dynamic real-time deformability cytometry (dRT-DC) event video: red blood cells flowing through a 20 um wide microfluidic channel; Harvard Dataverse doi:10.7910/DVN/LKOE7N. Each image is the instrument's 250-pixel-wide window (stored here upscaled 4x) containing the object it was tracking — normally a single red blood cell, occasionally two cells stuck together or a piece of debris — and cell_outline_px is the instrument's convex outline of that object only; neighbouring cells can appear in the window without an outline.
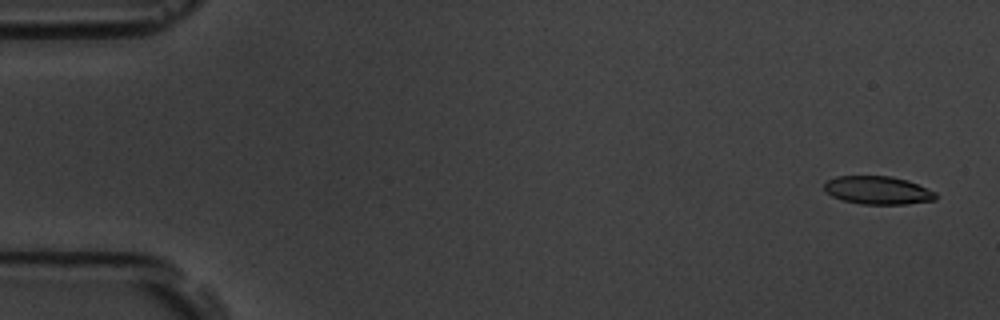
{"species": "common noctule bat (a hibernating species)", "species_latin": "Nyctalus noctula", "temperature_condition": "room temperature", "stored_images_in_passage": 6, "camera_frame_rate_fps": 3000, "um_per_image_px": 0.085, "animal": {"sex": "male", "body_mass_g": 19.5, "forearm_length_mm": 54.6}, "frame": {"image": 1, "passage_image": 1, "time_ms": 0.0, "image_size_px": [1000, 320], "cell_outline_px": [[936, 200], [908, 204], [860, 204], [844, 200], [832, 196], [824, 192], [824, 184], [828, 180], [836, 176], [892, 176], [908, 180], [936, 192]], "centroid_in_image_um": [74.61, 16.17], "position_along_channel_um": 10.4, "area_um2": 18.38}}